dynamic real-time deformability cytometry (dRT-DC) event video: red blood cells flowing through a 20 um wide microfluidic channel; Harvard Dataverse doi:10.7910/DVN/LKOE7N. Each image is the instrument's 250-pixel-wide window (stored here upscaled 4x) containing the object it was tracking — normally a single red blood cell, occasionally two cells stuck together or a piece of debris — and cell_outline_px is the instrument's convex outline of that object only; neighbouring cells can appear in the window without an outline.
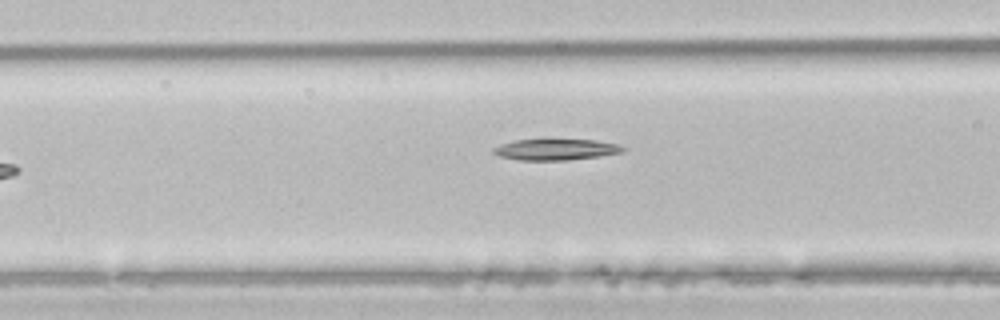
{"species": "common noctule bat (a hibernating species)", "species_latin": "Nyctalus noctula", "temperature_condition": "room temperature", "stored_images_in_passage": 5, "camera_frame_rate_fps": 3000, "um_per_image_px": 0.085, "animal": {"sex": "male", "body_mass_g": 21.5, "forearm_length_mm": 52.0}, "frame": {"image": 1, "passage_image": 5, "time_ms": 1.333, "image_size_px": [1000, 320], "cell_outline_px": [[628, 148], [624, 152], [600, 156], [568, 160], [520, 160], [500, 156], [492, 152], [492, 148], [500, 144], [516, 140], [596, 140], [620, 144]], "centroid_in_image_um": [47.3, 12.71], "position_along_channel_um": 119.3, "area_um2": 15.95}}